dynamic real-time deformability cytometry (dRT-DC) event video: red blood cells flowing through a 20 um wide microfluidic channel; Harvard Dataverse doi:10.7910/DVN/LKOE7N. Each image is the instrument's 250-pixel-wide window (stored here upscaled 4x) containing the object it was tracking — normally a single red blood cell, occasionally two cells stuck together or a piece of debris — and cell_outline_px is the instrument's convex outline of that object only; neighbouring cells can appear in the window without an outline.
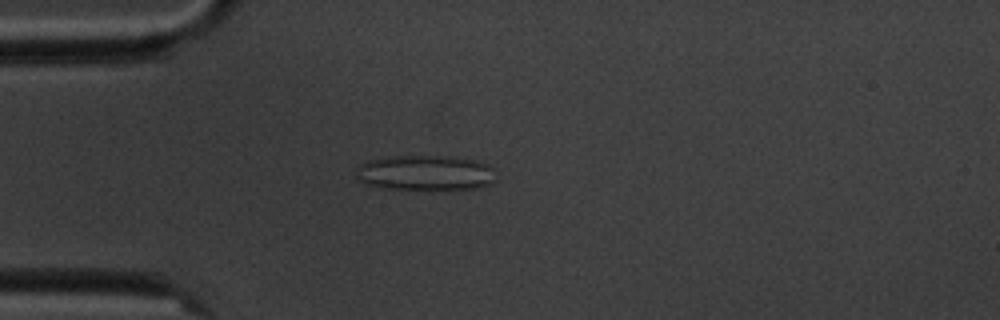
{"species": "common noctule bat (a hibernating species)", "species_latin": "Nyctalus noctula", "temperature_condition": "cold", "stored_images_in_passage": 5, "camera_frame_rate_fps": 3000, "um_per_image_px": 0.085, "animal": {"sex": "male", "body_mass_g": 20.1, "forearm_length_mm": 53.5}, "frame": {"image": 1, "passage_image": 5, "time_ms": 4.667, "image_size_px": [1000, 320], "cell_outline_px": [[496, 180], [488, 184], [476, 188], [432, 192], [380, 188], [364, 184], [356, 180], [356, 168], [360, 164], [368, 160], [388, 156], [456, 156], [476, 160], [488, 164], [492, 168]], "centroid_in_image_um": [36.12, 14.73], "position_along_channel_um": 48.9, "area_um2": 30.11}}